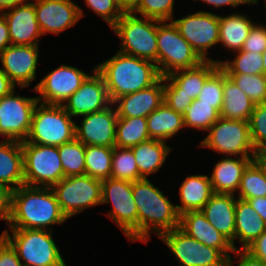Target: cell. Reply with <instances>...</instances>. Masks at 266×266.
<instances>
[{
    "label": "cell",
    "instance_id": "obj_8",
    "mask_svg": "<svg viewBox=\"0 0 266 266\" xmlns=\"http://www.w3.org/2000/svg\"><path fill=\"white\" fill-rule=\"evenodd\" d=\"M101 204H111L107 215L130 242L138 241V212L132 195V182L107 178L102 180Z\"/></svg>",
    "mask_w": 266,
    "mask_h": 266
},
{
    "label": "cell",
    "instance_id": "obj_4",
    "mask_svg": "<svg viewBox=\"0 0 266 266\" xmlns=\"http://www.w3.org/2000/svg\"><path fill=\"white\" fill-rule=\"evenodd\" d=\"M1 235L16 250L23 266H67L50 230L9 228Z\"/></svg>",
    "mask_w": 266,
    "mask_h": 266
},
{
    "label": "cell",
    "instance_id": "obj_9",
    "mask_svg": "<svg viewBox=\"0 0 266 266\" xmlns=\"http://www.w3.org/2000/svg\"><path fill=\"white\" fill-rule=\"evenodd\" d=\"M198 146L226 156L258 157L251 141L249 122L219 118Z\"/></svg>",
    "mask_w": 266,
    "mask_h": 266
},
{
    "label": "cell",
    "instance_id": "obj_11",
    "mask_svg": "<svg viewBox=\"0 0 266 266\" xmlns=\"http://www.w3.org/2000/svg\"><path fill=\"white\" fill-rule=\"evenodd\" d=\"M102 180L87 174L64 177L52 189L64 215L76 214L101 204Z\"/></svg>",
    "mask_w": 266,
    "mask_h": 266
},
{
    "label": "cell",
    "instance_id": "obj_1",
    "mask_svg": "<svg viewBox=\"0 0 266 266\" xmlns=\"http://www.w3.org/2000/svg\"><path fill=\"white\" fill-rule=\"evenodd\" d=\"M68 218L62 212L52 187L22 185L12 191L8 228L52 230ZM50 226V227H49Z\"/></svg>",
    "mask_w": 266,
    "mask_h": 266
},
{
    "label": "cell",
    "instance_id": "obj_2",
    "mask_svg": "<svg viewBox=\"0 0 266 266\" xmlns=\"http://www.w3.org/2000/svg\"><path fill=\"white\" fill-rule=\"evenodd\" d=\"M95 69L104 79L111 102L148 88L162 77L154 62L119 51Z\"/></svg>",
    "mask_w": 266,
    "mask_h": 266
},
{
    "label": "cell",
    "instance_id": "obj_32",
    "mask_svg": "<svg viewBox=\"0 0 266 266\" xmlns=\"http://www.w3.org/2000/svg\"><path fill=\"white\" fill-rule=\"evenodd\" d=\"M148 140H150V136L147 129V118H117L115 147L132 148Z\"/></svg>",
    "mask_w": 266,
    "mask_h": 266
},
{
    "label": "cell",
    "instance_id": "obj_38",
    "mask_svg": "<svg viewBox=\"0 0 266 266\" xmlns=\"http://www.w3.org/2000/svg\"><path fill=\"white\" fill-rule=\"evenodd\" d=\"M111 178L138 181L139 169L130 148L113 147Z\"/></svg>",
    "mask_w": 266,
    "mask_h": 266
},
{
    "label": "cell",
    "instance_id": "obj_41",
    "mask_svg": "<svg viewBox=\"0 0 266 266\" xmlns=\"http://www.w3.org/2000/svg\"><path fill=\"white\" fill-rule=\"evenodd\" d=\"M248 122L252 144L259 154L266 149V103L255 104Z\"/></svg>",
    "mask_w": 266,
    "mask_h": 266
},
{
    "label": "cell",
    "instance_id": "obj_24",
    "mask_svg": "<svg viewBox=\"0 0 266 266\" xmlns=\"http://www.w3.org/2000/svg\"><path fill=\"white\" fill-rule=\"evenodd\" d=\"M257 158L226 156L219 160L209 176L214 193L237 194L244 170Z\"/></svg>",
    "mask_w": 266,
    "mask_h": 266
},
{
    "label": "cell",
    "instance_id": "obj_33",
    "mask_svg": "<svg viewBox=\"0 0 266 266\" xmlns=\"http://www.w3.org/2000/svg\"><path fill=\"white\" fill-rule=\"evenodd\" d=\"M236 196L241 200L266 197V166L259 158L244 170Z\"/></svg>",
    "mask_w": 266,
    "mask_h": 266
},
{
    "label": "cell",
    "instance_id": "obj_5",
    "mask_svg": "<svg viewBox=\"0 0 266 266\" xmlns=\"http://www.w3.org/2000/svg\"><path fill=\"white\" fill-rule=\"evenodd\" d=\"M111 30L120 39L119 52L157 65V19L124 13Z\"/></svg>",
    "mask_w": 266,
    "mask_h": 266
},
{
    "label": "cell",
    "instance_id": "obj_55",
    "mask_svg": "<svg viewBox=\"0 0 266 266\" xmlns=\"http://www.w3.org/2000/svg\"><path fill=\"white\" fill-rule=\"evenodd\" d=\"M29 0H0V12L3 11L4 9L13 7L19 3H24Z\"/></svg>",
    "mask_w": 266,
    "mask_h": 266
},
{
    "label": "cell",
    "instance_id": "obj_10",
    "mask_svg": "<svg viewBox=\"0 0 266 266\" xmlns=\"http://www.w3.org/2000/svg\"><path fill=\"white\" fill-rule=\"evenodd\" d=\"M25 185L53 187L64 172L57 146L22 141Z\"/></svg>",
    "mask_w": 266,
    "mask_h": 266
},
{
    "label": "cell",
    "instance_id": "obj_20",
    "mask_svg": "<svg viewBox=\"0 0 266 266\" xmlns=\"http://www.w3.org/2000/svg\"><path fill=\"white\" fill-rule=\"evenodd\" d=\"M1 13L8 24L11 44L40 45L39 37L43 35L36 19L33 0L4 9Z\"/></svg>",
    "mask_w": 266,
    "mask_h": 266
},
{
    "label": "cell",
    "instance_id": "obj_42",
    "mask_svg": "<svg viewBox=\"0 0 266 266\" xmlns=\"http://www.w3.org/2000/svg\"><path fill=\"white\" fill-rule=\"evenodd\" d=\"M175 0H141L133 14L160 21H171L174 18Z\"/></svg>",
    "mask_w": 266,
    "mask_h": 266
},
{
    "label": "cell",
    "instance_id": "obj_12",
    "mask_svg": "<svg viewBox=\"0 0 266 266\" xmlns=\"http://www.w3.org/2000/svg\"><path fill=\"white\" fill-rule=\"evenodd\" d=\"M171 21L203 61L221 63L208 55V50L219 44V14L200 10Z\"/></svg>",
    "mask_w": 266,
    "mask_h": 266
},
{
    "label": "cell",
    "instance_id": "obj_19",
    "mask_svg": "<svg viewBox=\"0 0 266 266\" xmlns=\"http://www.w3.org/2000/svg\"><path fill=\"white\" fill-rule=\"evenodd\" d=\"M80 117V124L75 125L77 140L84 145L115 147L118 115L113 104L99 112Z\"/></svg>",
    "mask_w": 266,
    "mask_h": 266
},
{
    "label": "cell",
    "instance_id": "obj_51",
    "mask_svg": "<svg viewBox=\"0 0 266 266\" xmlns=\"http://www.w3.org/2000/svg\"><path fill=\"white\" fill-rule=\"evenodd\" d=\"M11 45L9 29L6 19L0 12V52Z\"/></svg>",
    "mask_w": 266,
    "mask_h": 266
},
{
    "label": "cell",
    "instance_id": "obj_35",
    "mask_svg": "<svg viewBox=\"0 0 266 266\" xmlns=\"http://www.w3.org/2000/svg\"><path fill=\"white\" fill-rule=\"evenodd\" d=\"M65 177L85 174V145L76 138L58 146Z\"/></svg>",
    "mask_w": 266,
    "mask_h": 266
},
{
    "label": "cell",
    "instance_id": "obj_44",
    "mask_svg": "<svg viewBox=\"0 0 266 266\" xmlns=\"http://www.w3.org/2000/svg\"><path fill=\"white\" fill-rule=\"evenodd\" d=\"M193 99L185 94L178 93L165 79H164V102L174 111L184 115L187 108L191 105Z\"/></svg>",
    "mask_w": 266,
    "mask_h": 266
},
{
    "label": "cell",
    "instance_id": "obj_31",
    "mask_svg": "<svg viewBox=\"0 0 266 266\" xmlns=\"http://www.w3.org/2000/svg\"><path fill=\"white\" fill-rule=\"evenodd\" d=\"M147 129L150 139L164 141L172 139L184 126V116L163 102L147 117Z\"/></svg>",
    "mask_w": 266,
    "mask_h": 266
},
{
    "label": "cell",
    "instance_id": "obj_39",
    "mask_svg": "<svg viewBox=\"0 0 266 266\" xmlns=\"http://www.w3.org/2000/svg\"><path fill=\"white\" fill-rule=\"evenodd\" d=\"M255 103H266V76L264 74H227Z\"/></svg>",
    "mask_w": 266,
    "mask_h": 266
},
{
    "label": "cell",
    "instance_id": "obj_50",
    "mask_svg": "<svg viewBox=\"0 0 266 266\" xmlns=\"http://www.w3.org/2000/svg\"><path fill=\"white\" fill-rule=\"evenodd\" d=\"M193 1H202L206 4H208L211 7L220 8L223 6H229V7H238L239 5H245V4H258L259 0H193Z\"/></svg>",
    "mask_w": 266,
    "mask_h": 266
},
{
    "label": "cell",
    "instance_id": "obj_37",
    "mask_svg": "<svg viewBox=\"0 0 266 266\" xmlns=\"http://www.w3.org/2000/svg\"><path fill=\"white\" fill-rule=\"evenodd\" d=\"M183 116L185 128L203 132L208 131L220 118V113L214 108V104L200 103V100L195 99Z\"/></svg>",
    "mask_w": 266,
    "mask_h": 266
},
{
    "label": "cell",
    "instance_id": "obj_46",
    "mask_svg": "<svg viewBox=\"0 0 266 266\" xmlns=\"http://www.w3.org/2000/svg\"><path fill=\"white\" fill-rule=\"evenodd\" d=\"M0 266H23L16 250L0 235Z\"/></svg>",
    "mask_w": 266,
    "mask_h": 266
},
{
    "label": "cell",
    "instance_id": "obj_56",
    "mask_svg": "<svg viewBox=\"0 0 266 266\" xmlns=\"http://www.w3.org/2000/svg\"><path fill=\"white\" fill-rule=\"evenodd\" d=\"M258 158L266 166V149L258 154Z\"/></svg>",
    "mask_w": 266,
    "mask_h": 266
},
{
    "label": "cell",
    "instance_id": "obj_40",
    "mask_svg": "<svg viewBox=\"0 0 266 266\" xmlns=\"http://www.w3.org/2000/svg\"><path fill=\"white\" fill-rule=\"evenodd\" d=\"M224 70L219 66L205 81L197 99L200 103L214 104L220 113L223 104Z\"/></svg>",
    "mask_w": 266,
    "mask_h": 266
},
{
    "label": "cell",
    "instance_id": "obj_53",
    "mask_svg": "<svg viewBox=\"0 0 266 266\" xmlns=\"http://www.w3.org/2000/svg\"><path fill=\"white\" fill-rule=\"evenodd\" d=\"M14 89H16V86L0 68V98L9 95Z\"/></svg>",
    "mask_w": 266,
    "mask_h": 266
},
{
    "label": "cell",
    "instance_id": "obj_16",
    "mask_svg": "<svg viewBox=\"0 0 266 266\" xmlns=\"http://www.w3.org/2000/svg\"><path fill=\"white\" fill-rule=\"evenodd\" d=\"M39 48V45L11 44L0 52V68L16 87L26 88L36 79Z\"/></svg>",
    "mask_w": 266,
    "mask_h": 266
},
{
    "label": "cell",
    "instance_id": "obj_47",
    "mask_svg": "<svg viewBox=\"0 0 266 266\" xmlns=\"http://www.w3.org/2000/svg\"><path fill=\"white\" fill-rule=\"evenodd\" d=\"M237 260L238 265L237 266H266V263H264L262 260L257 259L253 257L248 251L245 249H234L233 251ZM233 259L230 255L226 260V266H234L233 265Z\"/></svg>",
    "mask_w": 266,
    "mask_h": 266
},
{
    "label": "cell",
    "instance_id": "obj_29",
    "mask_svg": "<svg viewBox=\"0 0 266 266\" xmlns=\"http://www.w3.org/2000/svg\"><path fill=\"white\" fill-rule=\"evenodd\" d=\"M130 149L133 151L139 169V180L147 179L153 173H157L173 150L167 142L153 139L139 143Z\"/></svg>",
    "mask_w": 266,
    "mask_h": 266
},
{
    "label": "cell",
    "instance_id": "obj_13",
    "mask_svg": "<svg viewBox=\"0 0 266 266\" xmlns=\"http://www.w3.org/2000/svg\"><path fill=\"white\" fill-rule=\"evenodd\" d=\"M158 238L173 253L180 266H226L227 258L218 249L203 245L179 227L162 233Z\"/></svg>",
    "mask_w": 266,
    "mask_h": 266
},
{
    "label": "cell",
    "instance_id": "obj_21",
    "mask_svg": "<svg viewBox=\"0 0 266 266\" xmlns=\"http://www.w3.org/2000/svg\"><path fill=\"white\" fill-rule=\"evenodd\" d=\"M164 102V78L161 77L148 88L115 99L118 117H144Z\"/></svg>",
    "mask_w": 266,
    "mask_h": 266
},
{
    "label": "cell",
    "instance_id": "obj_45",
    "mask_svg": "<svg viewBox=\"0 0 266 266\" xmlns=\"http://www.w3.org/2000/svg\"><path fill=\"white\" fill-rule=\"evenodd\" d=\"M266 49V26L255 22L242 47L243 51L262 54Z\"/></svg>",
    "mask_w": 266,
    "mask_h": 266
},
{
    "label": "cell",
    "instance_id": "obj_43",
    "mask_svg": "<svg viewBox=\"0 0 266 266\" xmlns=\"http://www.w3.org/2000/svg\"><path fill=\"white\" fill-rule=\"evenodd\" d=\"M85 5L111 28L124 14L116 0H83Z\"/></svg>",
    "mask_w": 266,
    "mask_h": 266
},
{
    "label": "cell",
    "instance_id": "obj_14",
    "mask_svg": "<svg viewBox=\"0 0 266 266\" xmlns=\"http://www.w3.org/2000/svg\"><path fill=\"white\" fill-rule=\"evenodd\" d=\"M14 89L0 98V136L2 140L24 141L30 131L37 97L17 95Z\"/></svg>",
    "mask_w": 266,
    "mask_h": 266
},
{
    "label": "cell",
    "instance_id": "obj_18",
    "mask_svg": "<svg viewBox=\"0 0 266 266\" xmlns=\"http://www.w3.org/2000/svg\"><path fill=\"white\" fill-rule=\"evenodd\" d=\"M42 35L56 34L75 26L85 15L72 0H33Z\"/></svg>",
    "mask_w": 266,
    "mask_h": 266
},
{
    "label": "cell",
    "instance_id": "obj_26",
    "mask_svg": "<svg viewBox=\"0 0 266 266\" xmlns=\"http://www.w3.org/2000/svg\"><path fill=\"white\" fill-rule=\"evenodd\" d=\"M179 187L181 204L175 205L179 215L201 210L214 194L210 178L206 174L189 175Z\"/></svg>",
    "mask_w": 266,
    "mask_h": 266
},
{
    "label": "cell",
    "instance_id": "obj_22",
    "mask_svg": "<svg viewBox=\"0 0 266 266\" xmlns=\"http://www.w3.org/2000/svg\"><path fill=\"white\" fill-rule=\"evenodd\" d=\"M179 228L203 245L218 249L226 258L233 254L232 243L210 224L201 210L181 214Z\"/></svg>",
    "mask_w": 266,
    "mask_h": 266
},
{
    "label": "cell",
    "instance_id": "obj_48",
    "mask_svg": "<svg viewBox=\"0 0 266 266\" xmlns=\"http://www.w3.org/2000/svg\"><path fill=\"white\" fill-rule=\"evenodd\" d=\"M12 190L0 183V220L8 224L11 216Z\"/></svg>",
    "mask_w": 266,
    "mask_h": 266
},
{
    "label": "cell",
    "instance_id": "obj_30",
    "mask_svg": "<svg viewBox=\"0 0 266 266\" xmlns=\"http://www.w3.org/2000/svg\"><path fill=\"white\" fill-rule=\"evenodd\" d=\"M255 103L224 71L223 104L220 117L238 121H249Z\"/></svg>",
    "mask_w": 266,
    "mask_h": 266
},
{
    "label": "cell",
    "instance_id": "obj_17",
    "mask_svg": "<svg viewBox=\"0 0 266 266\" xmlns=\"http://www.w3.org/2000/svg\"><path fill=\"white\" fill-rule=\"evenodd\" d=\"M91 73L80 88L62 104L71 117L99 112L112 104L104 79L95 66L91 69Z\"/></svg>",
    "mask_w": 266,
    "mask_h": 266
},
{
    "label": "cell",
    "instance_id": "obj_57",
    "mask_svg": "<svg viewBox=\"0 0 266 266\" xmlns=\"http://www.w3.org/2000/svg\"><path fill=\"white\" fill-rule=\"evenodd\" d=\"M262 60H263V74L266 76V49L262 53Z\"/></svg>",
    "mask_w": 266,
    "mask_h": 266
},
{
    "label": "cell",
    "instance_id": "obj_15",
    "mask_svg": "<svg viewBox=\"0 0 266 266\" xmlns=\"http://www.w3.org/2000/svg\"><path fill=\"white\" fill-rule=\"evenodd\" d=\"M76 67L62 64L43 76L32 89L40 103L62 105L88 76Z\"/></svg>",
    "mask_w": 266,
    "mask_h": 266
},
{
    "label": "cell",
    "instance_id": "obj_54",
    "mask_svg": "<svg viewBox=\"0 0 266 266\" xmlns=\"http://www.w3.org/2000/svg\"><path fill=\"white\" fill-rule=\"evenodd\" d=\"M123 13H133L140 5L141 0H116Z\"/></svg>",
    "mask_w": 266,
    "mask_h": 266
},
{
    "label": "cell",
    "instance_id": "obj_28",
    "mask_svg": "<svg viewBox=\"0 0 266 266\" xmlns=\"http://www.w3.org/2000/svg\"><path fill=\"white\" fill-rule=\"evenodd\" d=\"M254 24L247 15L236 11L224 17L219 15V43L229 52L242 50Z\"/></svg>",
    "mask_w": 266,
    "mask_h": 266
},
{
    "label": "cell",
    "instance_id": "obj_25",
    "mask_svg": "<svg viewBox=\"0 0 266 266\" xmlns=\"http://www.w3.org/2000/svg\"><path fill=\"white\" fill-rule=\"evenodd\" d=\"M220 66L215 61H203L198 66L179 70L163 77L178 93L185 94L193 100L202 90L207 78Z\"/></svg>",
    "mask_w": 266,
    "mask_h": 266
},
{
    "label": "cell",
    "instance_id": "obj_3",
    "mask_svg": "<svg viewBox=\"0 0 266 266\" xmlns=\"http://www.w3.org/2000/svg\"><path fill=\"white\" fill-rule=\"evenodd\" d=\"M132 195L138 212V241L148 243L151 233L159 237L179 227L180 215L163 191L149 179L132 182Z\"/></svg>",
    "mask_w": 266,
    "mask_h": 266
},
{
    "label": "cell",
    "instance_id": "obj_27",
    "mask_svg": "<svg viewBox=\"0 0 266 266\" xmlns=\"http://www.w3.org/2000/svg\"><path fill=\"white\" fill-rule=\"evenodd\" d=\"M266 230L265 221L246 201L236 200L235 208V243L241 244L239 249H246ZM237 240V241H236Z\"/></svg>",
    "mask_w": 266,
    "mask_h": 266
},
{
    "label": "cell",
    "instance_id": "obj_34",
    "mask_svg": "<svg viewBox=\"0 0 266 266\" xmlns=\"http://www.w3.org/2000/svg\"><path fill=\"white\" fill-rule=\"evenodd\" d=\"M113 147L85 145V174L104 180L111 178Z\"/></svg>",
    "mask_w": 266,
    "mask_h": 266
},
{
    "label": "cell",
    "instance_id": "obj_49",
    "mask_svg": "<svg viewBox=\"0 0 266 266\" xmlns=\"http://www.w3.org/2000/svg\"><path fill=\"white\" fill-rule=\"evenodd\" d=\"M253 257L266 263V230L246 249Z\"/></svg>",
    "mask_w": 266,
    "mask_h": 266
},
{
    "label": "cell",
    "instance_id": "obj_7",
    "mask_svg": "<svg viewBox=\"0 0 266 266\" xmlns=\"http://www.w3.org/2000/svg\"><path fill=\"white\" fill-rule=\"evenodd\" d=\"M157 47V67L162 77L203 62L172 21L157 20Z\"/></svg>",
    "mask_w": 266,
    "mask_h": 266
},
{
    "label": "cell",
    "instance_id": "obj_23",
    "mask_svg": "<svg viewBox=\"0 0 266 266\" xmlns=\"http://www.w3.org/2000/svg\"><path fill=\"white\" fill-rule=\"evenodd\" d=\"M237 197L233 194L214 193L201 209L206 219L235 246V208Z\"/></svg>",
    "mask_w": 266,
    "mask_h": 266
},
{
    "label": "cell",
    "instance_id": "obj_36",
    "mask_svg": "<svg viewBox=\"0 0 266 266\" xmlns=\"http://www.w3.org/2000/svg\"><path fill=\"white\" fill-rule=\"evenodd\" d=\"M234 58L227 57V61H221L220 67L227 74H263L262 54L251 51H237ZM232 59V60H231Z\"/></svg>",
    "mask_w": 266,
    "mask_h": 266
},
{
    "label": "cell",
    "instance_id": "obj_52",
    "mask_svg": "<svg viewBox=\"0 0 266 266\" xmlns=\"http://www.w3.org/2000/svg\"><path fill=\"white\" fill-rule=\"evenodd\" d=\"M246 201L252 206L253 209H255V211L266 223V197L246 199Z\"/></svg>",
    "mask_w": 266,
    "mask_h": 266
},
{
    "label": "cell",
    "instance_id": "obj_6",
    "mask_svg": "<svg viewBox=\"0 0 266 266\" xmlns=\"http://www.w3.org/2000/svg\"><path fill=\"white\" fill-rule=\"evenodd\" d=\"M75 125L76 121H73L62 105L38 102L25 141L58 147L76 138Z\"/></svg>",
    "mask_w": 266,
    "mask_h": 266
}]
</instances>
